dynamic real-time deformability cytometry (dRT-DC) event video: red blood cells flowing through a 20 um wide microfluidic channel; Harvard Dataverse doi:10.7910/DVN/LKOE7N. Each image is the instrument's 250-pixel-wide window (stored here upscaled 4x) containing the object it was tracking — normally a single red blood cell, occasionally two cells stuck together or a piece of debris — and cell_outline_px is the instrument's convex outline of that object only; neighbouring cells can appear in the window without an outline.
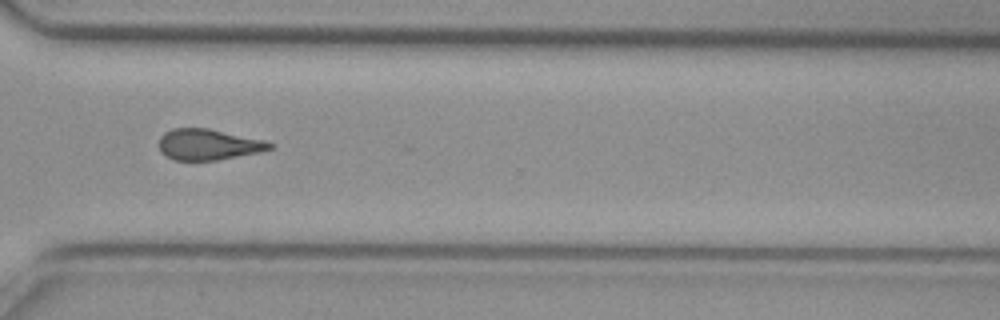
{"species": "common noctule bat (a hibernating species)", "species_latin": "Nyctalus noctula", "temperature_condition": "cold", "stored_images_in_passage": 55, "camera_frame_rate_fps": 3000, "um_per_image_px": 0.085, "animal": {"sex": "female", "body_mass_g": 29.2, "forearm_length_mm": 56.3}, "frame": {"image": 1, "passage_image": 41, "time_ms": 13.333, "image_size_px": [1000, 320], "cell_outline_px": [[276, 144], [272, 148], [260, 152], [216, 160], [172, 160], [160, 152], [160, 136], [164, 132], [172, 128], [208, 128], [264, 140]], "centroid_in_image_um": [17.7, 12.28], "position_along_channel_um": 352.9, "area_um2": 20.0}}
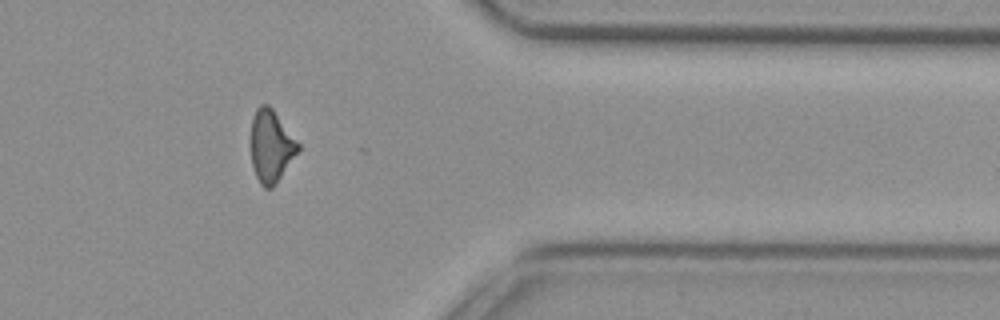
{"frame": {"image": 2, "passage_image": 45, "time_ms": 14.667, "image_size_px": [1000, 320], "cell_outline_px": [[300, 148], [276, 184], [272, 188], [264, 188], [260, 184], [256, 176], [252, 164], [252, 120], [256, 108], [260, 104], [268, 104], [272, 108], [300, 144]], "centroid_in_image_um": [23.05, 12.42], "position_along_channel_um": 388.4, "area_um2": 19.59}}
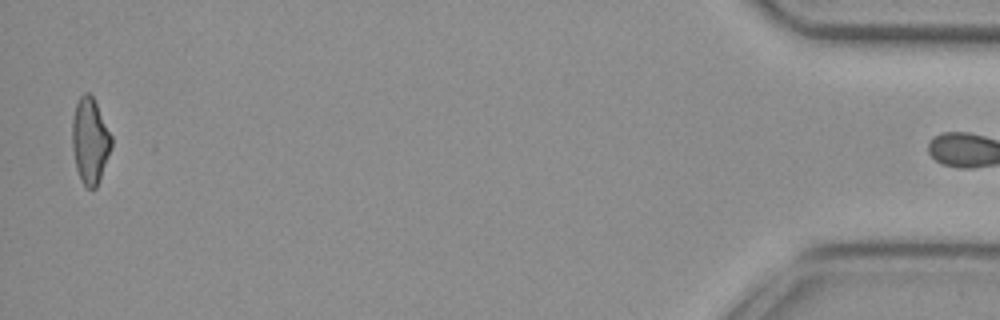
{"frame": {"image": 3, "passage_image": 54, "time_ms": 17.667, "image_size_px": [1000, 320], "cell_outline_px": [[112, 148], [96, 188], [92, 192], [84, 188], [76, 168], [72, 148], [72, 120], [76, 104], [80, 96], [84, 92], [88, 92], [92, 96], [112, 136]], "centroid_in_image_um": [7.65, 12.02], "position_along_channel_um": 427.6, "area_um2": 19.77}}